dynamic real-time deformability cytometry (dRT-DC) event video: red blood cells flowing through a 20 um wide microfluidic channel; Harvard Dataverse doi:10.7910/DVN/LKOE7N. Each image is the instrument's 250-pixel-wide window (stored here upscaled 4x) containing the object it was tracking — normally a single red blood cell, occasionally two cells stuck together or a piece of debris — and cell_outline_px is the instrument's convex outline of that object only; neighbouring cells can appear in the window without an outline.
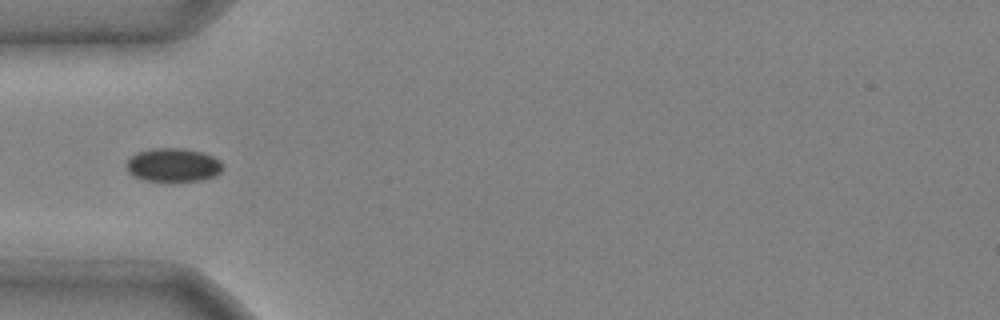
{"species": "common noctule bat (a hibernating species)", "species_latin": "Nyctalus noctula", "temperature_condition": "cold", "stored_images_in_passage": 33, "camera_frame_rate_fps": 3000, "um_per_image_px": 0.085, "animal": {"sex": "male", "body_mass_g": 20.4}, "frame": {"image": 1, "passage_image": 1, "time_ms": 0.0, "image_size_px": [1000, 320], "cell_outline_px": [[224, 168], [220, 172], [204, 180], [144, 180], [132, 176], [128, 172], [124, 164], [136, 152], [156, 148], [184, 148], [200, 152], [212, 156], [220, 160], [224, 164]], "centroid_in_image_um": [14.7, 14.01], "position_along_channel_um": 70.3, "area_um2": 18.79}}
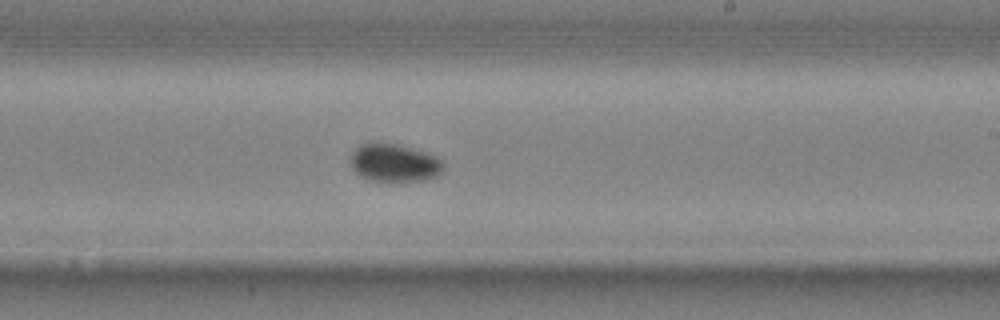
{"frame": {"image": 2, "passage_image": 15, "time_ms": 4.667, "image_size_px": [1000, 320], "cell_outline_px": [[444, 172], [436, 176], [424, 180], [396, 184], [368, 180], [360, 176], [348, 164], [348, 156], [360, 144], [368, 140], [380, 140], [400, 144], [428, 152], [440, 156], [444, 160]], "centroid_in_image_um": [33.5, 13.83], "position_along_channel_um": 255.5, "area_um2": 22.43}}
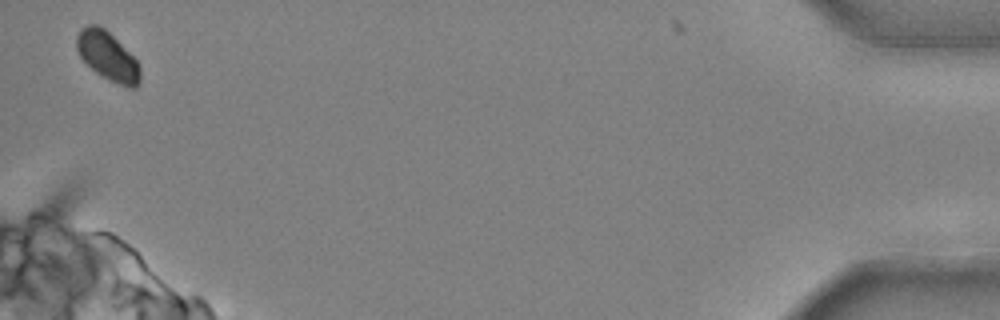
{"frame": {"image": 3, "passage_image": 33, "time_ms": 10.667, "image_size_px": [1000, 320], "cell_outline_px": [[140, 84], [136, 88], [128, 88], [108, 80], [96, 72], [80, 56], [76, 48], [76, 36], [80, 28], [88, 24], [96, 24], [104, 28], [140, 64]], "centroid_in_image_um": [9.15, 4.79], "position_along_channel_um": 426.1, "area_um2": 17.92}, "authors_computed_cell_mechanics": {"area_um2": 19.652, "velocity_mm_per_s": 3.9774, "shape_relaxation_time_tau1_ms": 2.3295, "shape_relaxation_time_tau2_ms": null, "deformation_change_tau1": 0.0591, "deformation_change_tau2": null}}